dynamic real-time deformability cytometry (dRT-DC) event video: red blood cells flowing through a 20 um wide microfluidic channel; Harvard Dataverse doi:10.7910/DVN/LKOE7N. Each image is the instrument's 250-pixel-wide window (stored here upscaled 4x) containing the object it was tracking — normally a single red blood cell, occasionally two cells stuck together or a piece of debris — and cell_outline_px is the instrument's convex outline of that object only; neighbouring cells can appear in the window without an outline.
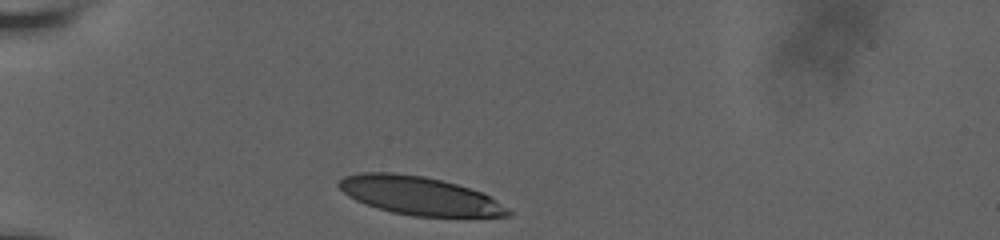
{"species": "human", "species_latin": "Homo sapiens", "temperature_condition": "room temperature", "stored_images_in_passage": 33, "camera_frame_rate_fps": 3000, "um_per_image_px": 0.085, "donor": {"sex": "male"}, "frame": {"image": 1, "passage_image": 1, "time_ms": 0.0, "image_size_px": [1000, 240], "cell_outline_px": [[512, 216], [412, 216], [392, 212], [364, 204], [348, 196], [336, 184], [344, 176], [360, 172], [392, 172], [424, 176], [456, 184], [480, 192], [496, 200], [508, 208], [512, 212]], "centroid_in_image_um": [35.61, 16.63], "position_along_channel_um": 49.4, "area_um2": 37.51}}
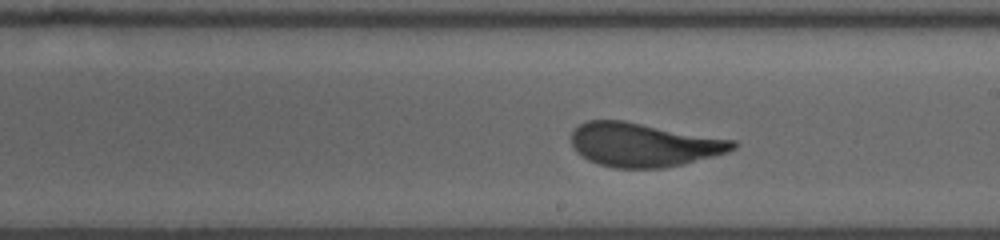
{"frame": {"image": 2, "passage_image": 19, "time_ms": 6.0, "image_size_px": [1000, 240], "cell_outline_px": [[740, 144], [736, 148], [728, 152], [684, 164], [664, 168], [612, 168], [588, 160], [576, 152], [572, 144], [572, 132], [580, 124], [588, 120], [624, 120], [736, 140]], "centroid_in_image_um": [54.75, 12.3], "position_along_channel_um": 234.3, "area_um2": 41.5}}
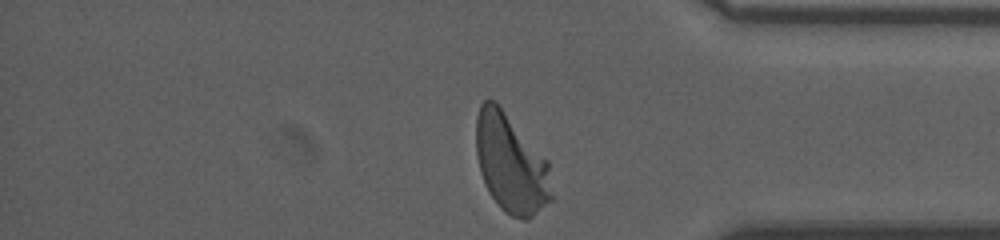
{"frame": {"image": 3, "passage_image": 33, "time_ms": 10.667, "image_size_px": [1000, 240], "cell_outline_px": [[552, 200], [528, 220], [524, 220], [512, 216], [504, 212], [500, 208], [488, 192], [484, 184], [480, 172], [476, 152], [476, 116], [480, 104], [484, 100], [496, 100], [548, 160], [552, 196]], "centroid_in_image_um": [43.42, 13.89], "position_along_channel_um": 391.8, "area_um2": 43.93}, "authors_computed_cell_mechanics": {"area_um2": 41.6738, "velocity_mm_per_s": 3.6177, "shape_relaxation_time_tau1_ms": 3.9128, "shape_relaxation_time_tau2_ms": null, "deformation_change_tau1": 0.1824, "deformation_change_tau2": null}}